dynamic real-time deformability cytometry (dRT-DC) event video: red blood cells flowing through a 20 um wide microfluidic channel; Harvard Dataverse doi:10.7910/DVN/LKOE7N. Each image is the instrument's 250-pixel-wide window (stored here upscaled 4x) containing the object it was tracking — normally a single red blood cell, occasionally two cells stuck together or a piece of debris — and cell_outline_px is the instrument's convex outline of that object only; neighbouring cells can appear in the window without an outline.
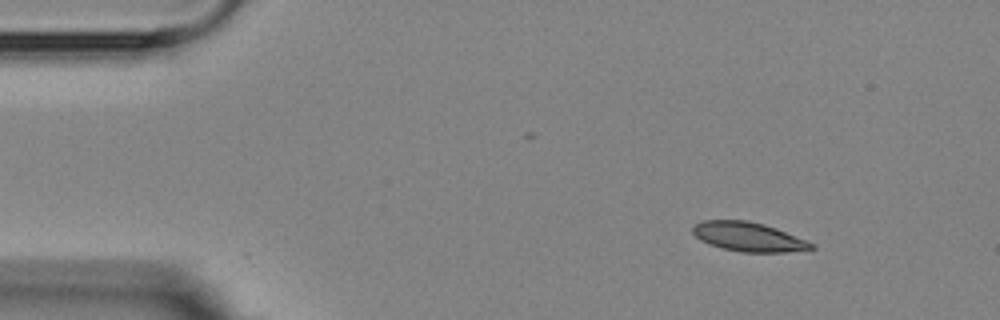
{"species": "Egyptian fruit bat (a non-hibernating species)", "species_latin": "Rousettus aegyptiacus", "temperature_condition": "room temperature", "stored_images_in_passage": 5, "camera_frame_rate_fps": 3000, "um_per_image_px": 0.085, "animal": {"sex": "female"}, "frame": {"image": 1, "passage_image": 1, "time_ms": 0.0, "image_size_px": [1000, 320], "cell_outline_px": [[816, 248], [784, 252], [740, 252], [724, 248], [700, 240], [692, 232], [692, 228], [696, 224], [704, 220], [748, 220], [764, 224], [776, 228], [816, 244]], "centroid_in_image_um": [63.64, 20.12], "position_along_channel_um": 21.4, "area_um2": 20.0}}
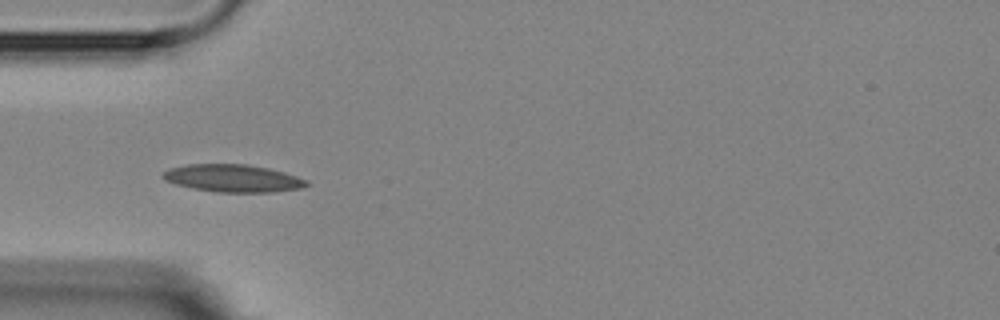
{"frame": {"image": 2, "passage_image": 4, "time_ms": 3.333, "image_size_px": [1000, 320], "cell_outline_px": [[308, 184], [304, 188], [272, 192], [216, 192], [192, 188], [176, 184], [164, 180], [160, 176], [168, 168], [188, 164], [244, 164], [268, 168], [284, 172], [308, 180]], "centroid_in_image_um": [19.78, 15.15], "position_along_channel_um": 65.2, "area_um2": 23.12}}
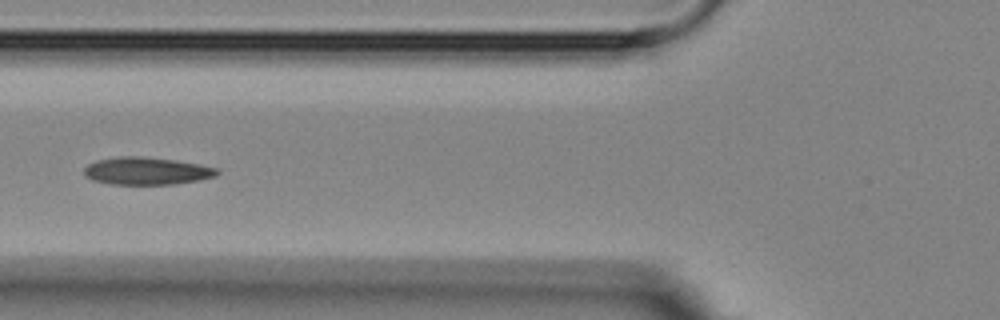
{"frame": {"image": 3, "passage_image": 5, "time_ms": 4.667, "image_size_px": [1000, 320], "cell_outline_px": [[220, 172], [216, 176], [200, 180], [176, 184], [112, 184], [92, 180], [84, 176], [84, 168], [88, 164], [96, 160], [120, 156], [140, 156], [176, 160], [200, 164], [220, 168]], "centroid_in_image_um": [12.49, 14.53], "position_along_channel_um": 113.3, "area_um2": 21.56}}